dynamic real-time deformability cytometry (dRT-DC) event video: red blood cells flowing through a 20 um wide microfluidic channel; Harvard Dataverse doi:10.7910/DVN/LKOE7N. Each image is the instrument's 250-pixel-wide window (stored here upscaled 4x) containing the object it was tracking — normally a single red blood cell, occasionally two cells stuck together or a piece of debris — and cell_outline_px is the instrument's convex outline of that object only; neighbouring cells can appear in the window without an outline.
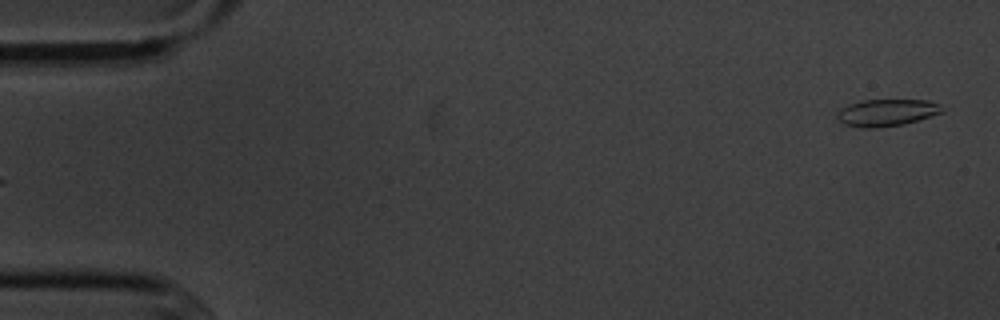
{"species": "common noctule bat (a hibernating species)", "species_latin": "Nyctalus noctula", "temperature_condition": "cold", "stored_images_in_passage": 5, "segment_of_instrument_passage": [2, 2], "camera_frame_rate_fps": 3000, "um_per_image_px": 0.085, "animal": {"sex": "male", "body_mass_g": 20.1, "forearm_length_mm": 53.5}, "frame": {"image": 1, "passage_image": 5, "time_ms": 5.667, "image_size_px": [1000, 320], "cell_outline_px": [[944, 112], [920, 120], [904, 124], [876, 128], [864, 128], [844, 124], [836, 116], [840, 108], [848, 104], [864, 100], [928, 100], [940, 104]], "centroid_in_image_um": [75.39, 9.57], "position_along_channel_um": 9.6, "area_um2": 16.59}}